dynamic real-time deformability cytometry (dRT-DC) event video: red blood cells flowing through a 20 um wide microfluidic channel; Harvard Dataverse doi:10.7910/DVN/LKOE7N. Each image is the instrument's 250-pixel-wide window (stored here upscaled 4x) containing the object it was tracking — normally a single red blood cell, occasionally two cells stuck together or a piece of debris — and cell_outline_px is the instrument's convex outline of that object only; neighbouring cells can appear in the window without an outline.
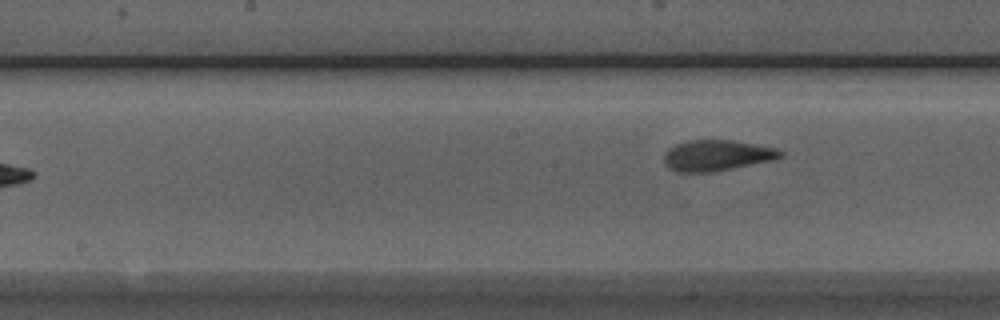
{"species": "Egyptian fruit bat (a non-hibernating species)", "species_latin": "Rousettus aegyptiacus", "temperature_condition": "room temperature", "stored_images_in_passage": 8, "camera_frame_rate_fps": 3000, "um_per_image_px": 0.085, "animal": {"sex": "male"}, "frame": {"image": 1, "passage_image": 8, "time_ms": 8.333, "image_size_px": [1000, 320], "cell_outline_px": [[784, 156], [776, 160], [712, 172], [676, 172], [668, 168], [664, 164], [664, 152], [668, 148], [676, 144], [688, 140], [732, 140], [776, 148], [784, 152]], "centroid_in_image_um": [60.93, 13.22], "position_along_channel_um": 187.3, "area_um2": 21.21}}